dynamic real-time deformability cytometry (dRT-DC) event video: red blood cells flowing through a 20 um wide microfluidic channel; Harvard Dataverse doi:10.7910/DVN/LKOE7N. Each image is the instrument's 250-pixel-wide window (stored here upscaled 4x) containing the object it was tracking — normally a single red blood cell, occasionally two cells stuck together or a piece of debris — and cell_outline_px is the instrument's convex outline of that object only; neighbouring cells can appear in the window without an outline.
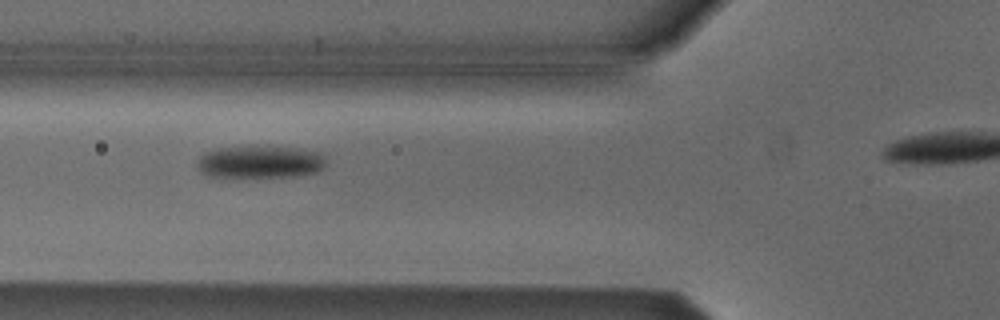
{"species": "Egyptian fruit bat (a non-hibernating species)", "species_latin": "Rousettus aegyptiacus", "temperature_condition": "cold", "stored_images_in_passage": 25, "camera_frame_rate_fps": 3000, "um_per_image_px": 0.085, "animal": {"sex": "male"}, "frame": {"image": 1, "passage_image": 10, "time_ms": 3.0, "image_size_px": [1000, 320], "cell_outline_px": [[324, 168], [320, 172], [296, 176], [208, 176], [196, 168], [196, 164], [200, 156], [204, 152], [220, 148], [252, 144], [300, 148], [324, 152]], "centroid_in_image_um": [22.14, 13.72], "position_along_channel_um": 103.7, "area_um2": 25.09}}
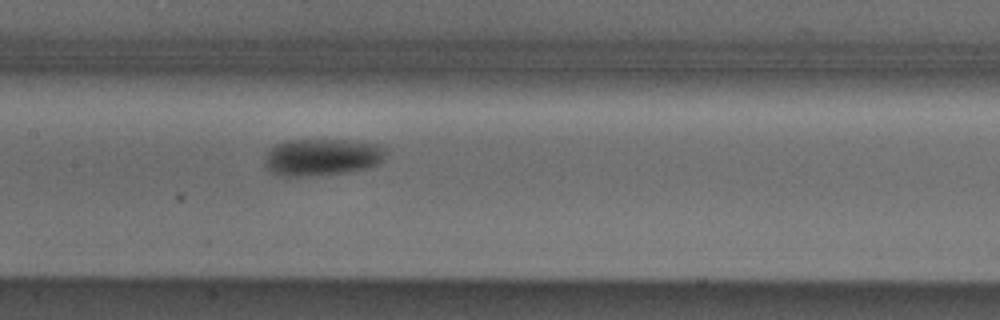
{"frame": {"image": 2, "passage_image": 16, "time_ms": 5.0, "image_size_px": [1000, 320], "cell_outline_px": [[388, 148], [384, 156], [376, 164], [368, 168], [348, 172], [316, 176], [276, 176], [264, 164], [264, 156], [268, 148], [276, 144], [288, 140], [344, 140], [380, 144]], "centroid_in_image_um": [27.33, 13.36], "position_along_channel_um": 180.1, "area_um2": 26.47}}
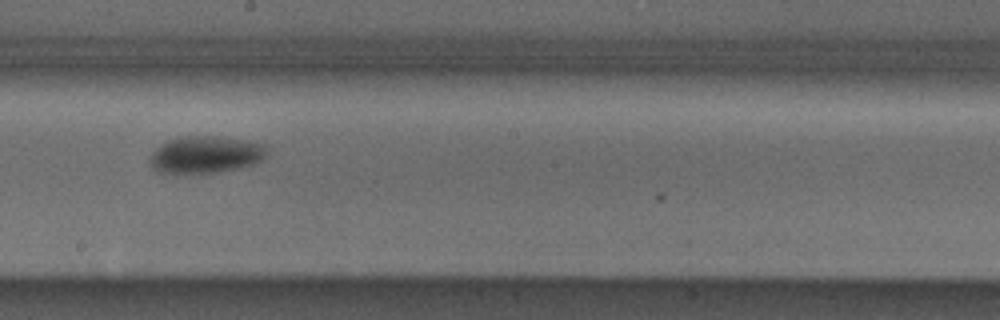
{"frame": {"image": 3, "passage_image": 20, "time_ms": 6.333, "image_size_px": [1000, 320], "cell_outline_px": [[268, 152], [264, 160], [240, 168], [216, 172], [156, 172], [152, 168], [148, 160], [148, 156], [160, 144], [168, 140], [180, 136], [216, 136], [268, 144]], "centroid_in_image_um": [17.49, 13.13], "position_along_channel_um": 230.7, "area_um2": 25.49}}